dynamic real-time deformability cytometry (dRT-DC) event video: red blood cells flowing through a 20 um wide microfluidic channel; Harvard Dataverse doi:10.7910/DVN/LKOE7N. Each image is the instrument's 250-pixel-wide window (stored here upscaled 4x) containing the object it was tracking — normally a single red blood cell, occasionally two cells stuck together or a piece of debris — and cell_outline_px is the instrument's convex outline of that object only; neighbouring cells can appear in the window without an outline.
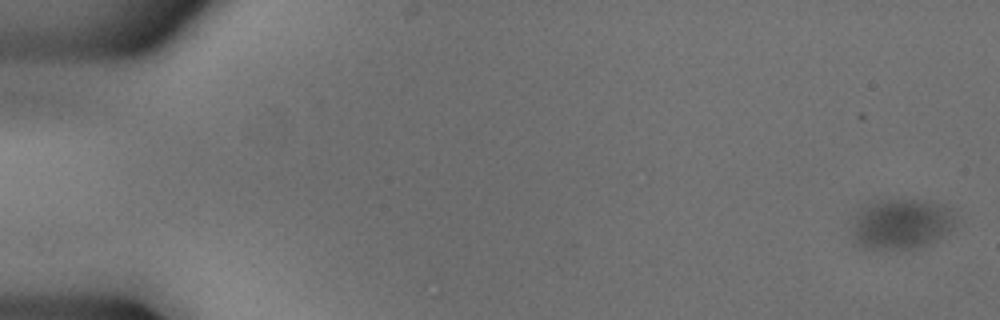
{"species": "common noctule bat (a hibernating species)", "species_latin": "Nyctalus noctula", "temperature_condition": "cold", "stored_images_in_passage": 4, "camera_frame_rate_fps": 3000, "um_per_image_px": 0.085, "animal": {"sex": "male", "body_mass_g": 18.8}, "frame": {"image": 1, "passage_image": 1, "time_ms": 0.0, "image_size_px": [1000, 320], "cell_outline_px": [[956, 216], [952, 224], [940, 236], [924, 244], [912, 248], [860, 248], [852, 244], [852, 216], [860, 204], [868, 200], [928, 200], [944, 204]], "centroid_in_image_um": [76.43, 18.98], "position_along_channel_um": 8.6, "area_um2": 30.69}}